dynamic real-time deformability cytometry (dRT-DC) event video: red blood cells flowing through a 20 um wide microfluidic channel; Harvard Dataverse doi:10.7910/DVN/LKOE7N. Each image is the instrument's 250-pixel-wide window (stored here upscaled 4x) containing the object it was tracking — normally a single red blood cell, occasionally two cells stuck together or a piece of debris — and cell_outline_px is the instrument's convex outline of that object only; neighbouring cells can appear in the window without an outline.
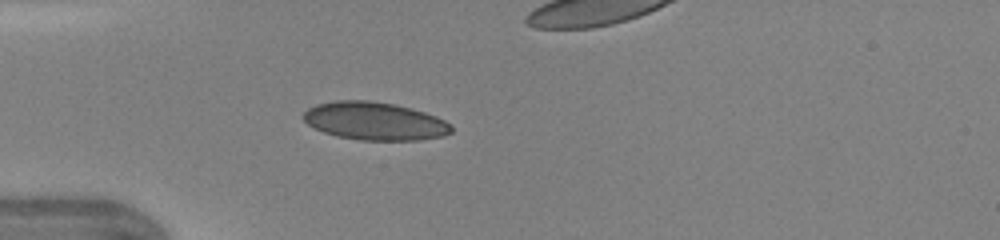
{"species": "human", "species_latin": "Homo sapiens", "temperature_condition": "warm", "stored_images_in_passage": 33, "camera_frame_rate_fps": 3000, "um_per_image_px": 0.085, "donor": {"sex": "female"}, "frame": {"image": 1, "passage_image": 1, "time_ms": 0.0, "image_size_px": [1000, 240], "cell_outline_px": [[452, 132], [444, 136], [420, 140], [360, 140], [336, 136], [324, 132], [308, 124], [300, 116], [308, 108], [316, 104], [336, 100], [368, 100], [392, 104], [412, 108], [436, 116], [444, 120], [452, 128]], "centroid_in_image_um": [31.83, 10.29], "position_along_channel_um": 53.2, "area_um2": 32.77}}
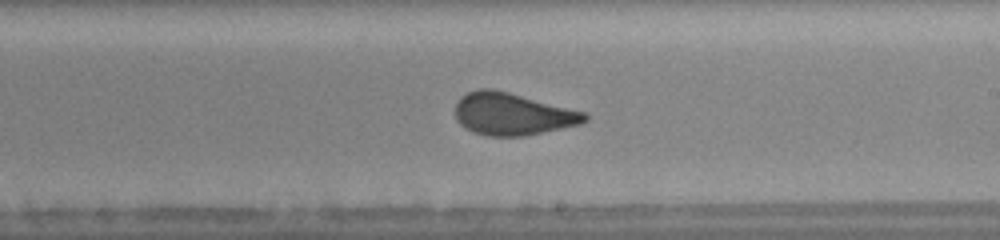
{"frame": {"image": 2, "passage_image": 15, "time_ms": 4.667, "image_size_px": [1000, 240], "cell_outline_px": [[588, 120], [580, 124], [524, 136], [488, 136], [472, 132], [464, 128], [456, 120], [456, 100], [460, 96], [468, 92], [480, 88], [492, 88], [508, 92], [584, 112], [588, 116]], "centroid_in_image_um": [43.5, 9.69], "position_along_channel_um": 245.5, "area_um2": 31.79}}
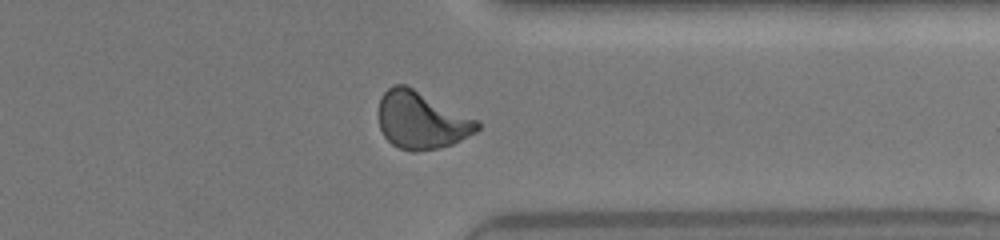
{"frame": {"image": 3, "passage_image": 24, "time_ms": 7.667, "image_size_px": [1000, 240], "cell_outline_px": [[480, 128], [476, 132], [452, 144], [440, 148], [416, 152], [412, 152], [400, 148], [392, 144], [384, 136], [380, 128], [380, 96], [392, 84], [404, 84], [480, 120]], "centroid_in_image_um": [35.85, 10.23], "position_along_channel_um": 375.6, "area_um2": 33.0}, "authors_computed_cell_mechanics": {"area_um2": 31.6744, "velocity_mm_per_s": 4.379, "shape_relaxation_time_tau1_ms": 7.5059, "shape_relaxation_time_tau2_ms": null, "deformation_change_tau1": 0.1849, "deformation_change_tau2": null}}